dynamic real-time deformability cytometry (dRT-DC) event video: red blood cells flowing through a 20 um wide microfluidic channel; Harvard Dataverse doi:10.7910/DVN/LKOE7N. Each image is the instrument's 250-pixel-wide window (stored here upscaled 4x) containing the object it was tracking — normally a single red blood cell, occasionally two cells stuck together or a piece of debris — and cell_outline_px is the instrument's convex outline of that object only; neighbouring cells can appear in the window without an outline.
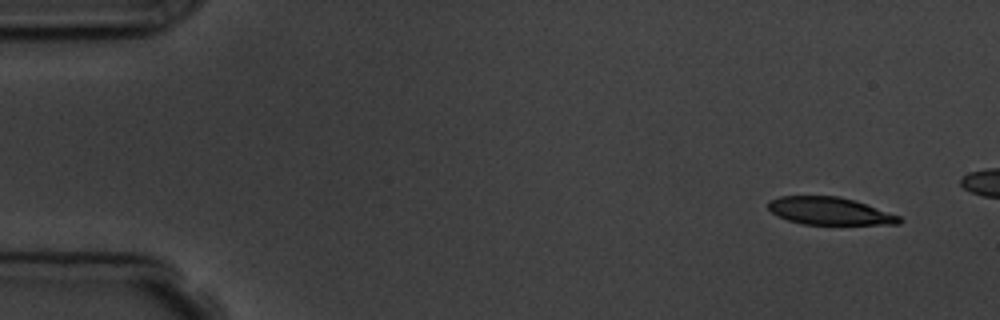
{"species": "common noctule bat (a hibernating species)", "species_latin": "Nyctalus noctula", "temperature_condition": "room temperature", "stored_images_in_passage": 5, "camera_frame_rate_fps": 3000, "um_per_image_px": 0.085, "animal": {"sex": "male", "body_mass_g": 19.5, "forearm_length_mm": 54.6}, "frame": {"image": 1, "passage_image": 1, "time_ms": 0.0, "image_size_px": [1000, 320], "cell_outline_px": [[904, 220], [900, 224], [800, 224], [776, 216], [768, 208], [768, 200], [780, 196], [840, 196], [900, 216]], "centroid_in_image_um": [70.47, 17.94], "position_along_channel_um": 14.5, "area_um2": 20.92}}